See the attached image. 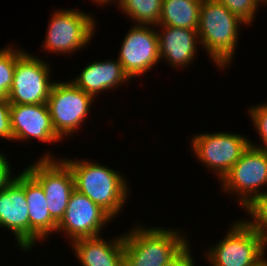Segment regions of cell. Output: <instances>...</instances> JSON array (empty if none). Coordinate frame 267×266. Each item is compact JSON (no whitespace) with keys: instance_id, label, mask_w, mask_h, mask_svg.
I'll list each match as a JSON object with an SVG mask.
<instances>
[{"instance_id":"25","label":"cell","mask_w":267,"mask_h":266,"mask_svg":"<svg viewBox=\"0 0 267 266\" xmlns=\"http://www.w3.org/2000/svg\"><path fill=\"white\" fill-rule=\"evenodd\" d=\"M10 107L8 99H0V138L7 140H12Z\"/></svg>"},{"instance_id":"1","label":"cell","mask_w":267,"mask_h":266,"mask_svg":"<svg viewBox=\"0 0 267 266\" xmlns=\"http://www.w3.org/2000/svg\"><path fill=\"white\" fill-rule=\"evenodd\" d=\"M71 169L74 187L100 206L112 218L122 211L129 196L127 181L109 166L88 160L62 159Z\"/></svg>"},{"instance_id":"14","label":"cell","mask_w":267,"mask_h":266,"mask_svg":"<svg viewBox=\"0 0 267 266\" xmlns=\"http://www.w3.org/2000/svg\"><path fill=\"white\" fill-rule=\"evenodd\" d=\"M10 121L12 141L35 138L39 142L54 143L61 139L53 128L47 103L11 104Z\"/></svg>"},{"instance_id":"8","label":"cell","mask_w":267,"mask_h":266,"mask_svg":"<svg viewBox=\"0 0 267 266\" xmlns=\"http://www.w3.org/2000/svg\"><path fill=\"white\" fill-rule=\"evenodd\" d=\"M94 98L72 81L54 82L47 105L56 134L63 139L75 134L84 123Z\"/></svg>"},{"instance_id":"5","label":"cell","mask_w":267,"mask_h":266,"mask_svg":"<svg viewBox=\"0 0 267 266\" xmlns=\"http://www.w3.org/2000/svg\"><path fill=\"white\" fill-rule=\"evenodd\" d=\"M220 182L225 192L238 195L237 202L250 211L267 196V191H260L267 184V150L249 145Z\"/></svg>"},{"instance_id":"17","label":"cell","mask_w":267,"mask_h":266,"mask_svg":"<svg viewBox=\"0 0 267 266\" xmlns=\"http://www.w3.org/2000/svg\"><path fill=\"white\" fill-rule=\"evenodd\" d=\"M113 239L106 241L99 235L71 243L82 266H124V237Z\"/></svg>"},{"instance_id":"7","label":"cell","mask_w":267,"mask_h":266,"mask_svg":"<svg viewBox=\"0 0 267 266\" xmlns=\"http://www.w3.org/2000/svg\"><path fill=\"white\" fill-rule=\"evenodd\" d=\"M93 16L75 9L54 12L44 41V50L50 53L70 54L91 42L95 31ZM52 51V52H51Z\"/></svg>"},{"instance_id":"19","label":"cell","mask_w":267,"mask_h":266,"mask_svg":"<svg viewBox=\"0 0 267 266\" xmlns=\"http://www.w3.org/2000/svg\"><path fill=\"white\" fill-rule=\"evenodd\" d=\"M202 0H163L158 25L197 30Z\"/></svg>"},{"instance_id":"27","label":"cell","mask_w":267,"mask_h":266,"mask_svg":"<svg viewBox=\"0 0 267 266\" xmlns=\"http://www.w3.org/2000/svg\"><path fill=\"white\" fill-rule=\"evenodd\" d=\"M191 256L192 254L188 245L174 260L165 266H194L195 263Z\"/></svg>"},{"instance_id":"26","label":"cell","mask_w":267,"mask_h":266,"mask_svg":"<svg viewBox=\"0 0 267 266\" xmlns=\"http://www.w3.org/2000/svg\"><path fill=\"white\" fill-rule=\"evenodd\" d=\"M11 176V168L7 158L0 152V191L4 190L5 187L14 179V177Z\"/></svg>"},{"instance_id":"29","label":"cell","mask_w":267,"mask_h":266,"mask_svg":"<svg viewBox=\"0 0 267 266\" xmlns=\"http://www.w3.org/2000/svg\"><path fill=\"white\" fill-rule=\"evenodd\" d=\"M256 266H267V258H265L260 264Z\"/></svg>"},{"instance_id":"13","label":"cell","mask_w":267,"mask_h":266,"mask_svg":"<svg viewBox=\"0 0 267 266\" xmlns=\"http://www.w3.org/2000/svg\"><path fill=\"white\" fill-rule=\"evenodd\" d=\"M0 227L15 234L17 245L29 250V211L24 192V170L0 191Z\"/></svg>"},{"instance_id":"10","label":"cell","mask_w":267,"mask_h":266,"mask_svg":"<svg viewBox=\"0 0 267 266\" xmlns=\"http://www.w3.org/2000/svg\"><path fill=\"white\" fill-rule=\"evenodd\" d=\"M250 141L240 134L202 132L192 138L191 146L198 160L222 180L249 147Z\"/></svg>"},{"instance_id":"3","label":"cell","mask_w":267,"mask_h":266,"mask_svg":"<svg viewBox=\"0 0 267 266\" xmlns=\"http://www.w3.org/2000/svg\"><path fill=\"white\" fill-rule=\"evenodd\" d=\"M245 23L217 0H202L199 26L200 44L220 69L232 63L240 25Z\"/></svg>"},{"instance_id":"9","label":"cell","mask_w":267,"mask_h":266,"mask_svg":"<svg viewBox=\"0 0 267 266\" xmlns=\"http://www.w3.org/2000/svg\"><path fill=\"white\" fill-rule=\"evenodd\" d=\"M25 170L42 186L51 217L59 223L64 217L74 187L70 167L48 153Z\"/></svg>"},{"instance_id":"12","label":"cell","mask_w":267,"mask_h":266,"mask_svg":"<svg viewBox=\"0 0 267 266\" xmlns=\"http://www.w3.org/2000/svg\"><path fill=\"white\" fill-rule=\"evenodd\" d=\"M112 219L100 206L74 189L56 231L64 232L73 242L80 238L99 236L103 225Z\"/></svg>"},{"instance_id":"16","label":"cell","mask_w":267,"mask_h":266,"mask_svg":"<svg viewBox=\"0 0 267 266\" xmlns=\"http://www.w3.org/2000/svg\"><path fill=\"white\" fill-rule=\"evenodd\" d=\"M24 192L29 211V250L35 241L56 232L58 223L51 217L42 186L24 169Z\"/></svg>"},{"instance_id":"4","label":"cell","mask_w":267,"mask_h":266,"mask_svg":"<svg viewBox=\"0 0 267 266\" xmlns=\"http://www.w3.org/2000/svg\"><path fill=\"white\" fill-rule=\"evenodd\" d=\"M267 245L251 220L234 222L216 246L206 251L211 266H256L266 257Z\"/></svg>"},{"instance_id":"23","label":"cell","mask_w":267,"mask_h":266,"mask_svg":"<svg viewBox=\"0 0 267 266\" xmlns=\"http://www.w3.org/2000/svg\"><path fill=\"white\" fill-rule=\"evenodd\" d=\"M249 114L253 126L256 128L258 134L261 137L262 144L264 146L255 145L250 141V145L256 148L267 150V103L262 105L251 106L249 109Z\"/></svg>"},{"instance_id":"24","label":"cell","mask_w":267,"mask_h":266,"mask_svg":"<svg viewBox=\"0 0 267 266\" xmlns=\"http://www.w3.org/2000/svg\"><path fill=\"white\" fill-rule=\"evenodd\" d=\"M247 213H249V216L252 217V222L256 225L259 233L263 236L267 245V196L263 197Z\"/></svg>"},{"instance_id":"21","label":"cell","mask_w":267,"mask_h":266,"mask_svg":"<svg viewBox=\"0 0 267 266\" xmlns=\"http://www.w3.org/2000/svg\"><path fill=\"white\" fill-rule=\"evenodd\" d=\"M16 67V49L6 46L0 49V99H8Z\"/></svg>"},{"instance_id":"6","label":"cell","mask_w":267,"mask_h":266,"mask_svg":"<svg viewBox=\"0 0 267 266\" xmlns=\"http://www.w3.org/2000/svg\"><path fill=\"white\" fill-rule=\"evenodd\" d=\"M50 66L25 50L16 49V67L9 91L10 104L47 103L54 82L50 81Z\"/></svg>"},{"instance_id":"15","label":"cell","mask_w":267,"mask_h":266,"mask_svg":"<svg viewBox=\"0 0 267 266\" xmlns=\"http://www.w3.org/2000/svg\"><path fill=\"white\" fill-rule=\"evenodd\" d=\"M159 26L161 27V31H157V34L160 60L165 58L169 62L168 64L175 68H184L190 65L195 60L198 48L197 42L200 43L198 41L199 34L197 30L173 26Z\"/></svg>"},{"instance_id":"18","label":"cell","mask_w":267,"mask_h":266,"mask_svg":"<svg viewBox=\"0 0 267 266\" xmlns=\"http://www.w3.org/2000/svg\"><path fill=\"white\" fill-rule=\"evenodd\" d=\"M119 60L95 61L84 67L78 77L71 81L87 94L95 98L102 91H107L129 81Z\"/></svg>"},{"instance_id":"22","label":"cell","mask_w":267,"mask_h":266,"mask_svg":"<svg viewBox=\"0 0 267 266\" xmlns=\"http://www.w3.org/2000/svg\"><path fill=\"white\" fill-rule=\"evenodd\" d=\"M231 13L237 16L246 25H250L255 19V13L263 2L267 6V0H217Z\"/></svg>"},{"instance_id":"28","label":"cell","mask_w":267,"mask_h":266,"mask_svg":"<svg viewBox=\"0 0 267 266\" xmlns=\"http://www.w3.org/2000/svg\"><path fill=\"white\" fill-rule=\"evenodd\" d=\"M111 1L115 2L116 0H93V2L103 5V7L104 5L108 4V2H111Z\"/></svg>"},{"instance_id":"20","label":"cell","mask_w":267,"mask_h":266,"mask_svg":"<svg viewBox=\"0 0 267 266\" xmlns=\"http://www.w3.org/2000/svg\"><path fill=\"white\" fill-rule=\"evenodd\" d=\"M121 8L130 19L137 24L158 26L163 0H117Z\"/></svg>"},{"instance_id":"11","label":"cell","mask_w":267,"mask_h":266,"mask_svg":"<svg viewBox=\"0 0 267 266\" xmlns=\"http://www.w3.org/2000/svg\"><path fill=\"white\" fill-rule=\"evenodd\" d=\"M153 27L135 24L123 39L118 60L130 79L144 75L160 62L158 34Z\"/></svg>"},{"instance_id":"2","label":"cell","mask_w":267,"mask_h":266,"mask_svg":"<svg viewBox=\"0 0 267 266\" xmlns=\"http://www.w3.org/2000/svg\"><path fill=\"white\" fill-rule=\"evenodd\" d=\"M178 230L137 226L123 234L124 266H165L188 245Z\"/></svg>"}]
</instances>
